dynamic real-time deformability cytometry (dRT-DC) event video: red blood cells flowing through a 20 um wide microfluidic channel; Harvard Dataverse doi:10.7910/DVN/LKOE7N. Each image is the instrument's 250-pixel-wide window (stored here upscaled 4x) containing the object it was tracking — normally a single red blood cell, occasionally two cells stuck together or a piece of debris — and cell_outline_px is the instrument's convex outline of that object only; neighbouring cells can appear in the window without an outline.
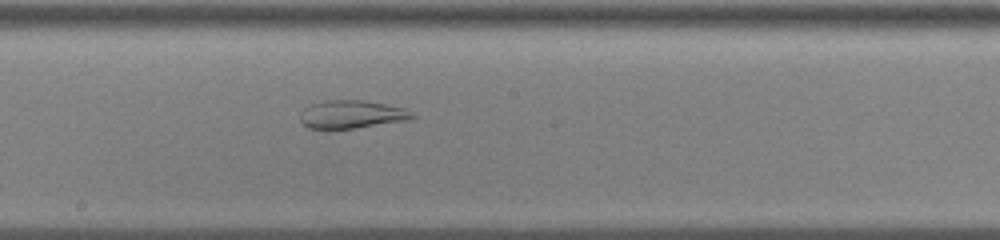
{"species": "common noctule bat (a hibernating species)", "species_latin": "Nyctalus noctula", "temperature_condition": "cold", "stored_images_in_passage": 59, "segment_of_instrument_passage": [2, 2], "camera_frame_rate_fps": 3000, "um_per_image_px": 0.085, "animal": {"sex": "male", "body_mass_g": 13.0, "forearm_length_mm": 53.1}, "frame": {"image": 1, "passage_image": 34, "time_ms": 11.0, "image_size_px": [1000, 240], "cell_outline_px": [[416, 116], [408, 120], [352, 128], [308, 128], [300, 120], [300, 112], [304, 108], [312, 104], [324, 100], [364, 100], [404, 108], [412, 112]], "centroid_in_image_um": [29.88, 9.71], "position_along_channel_um": 218.3, "area_um2": 18.09}}
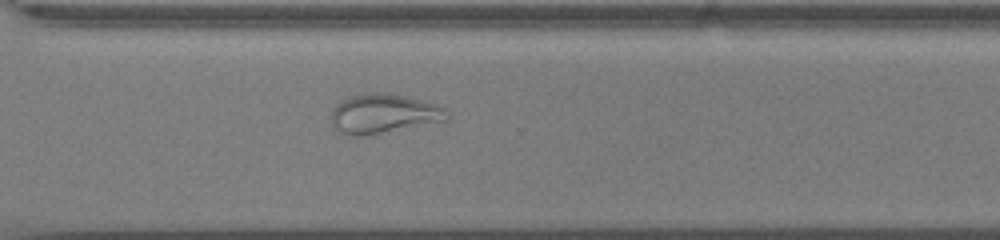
{"frame": {"image": 2, "passage_image": 44, "time_ms": 14.333, "image_size_px": [1000, 240], "cell_outline_px": [[448, 120], [364, 136], [356, 136], [340, 132], [332, 124], [332, 108], [336, 104], [348, 96], [372, 92], [384, 92], [424, 100], [436, 104], [444, 108], [448, 116]], "centroid_in_image_um": [32.59, 9.65], "position_along_channel_um": 338.0, "area_um2": 26.47}}
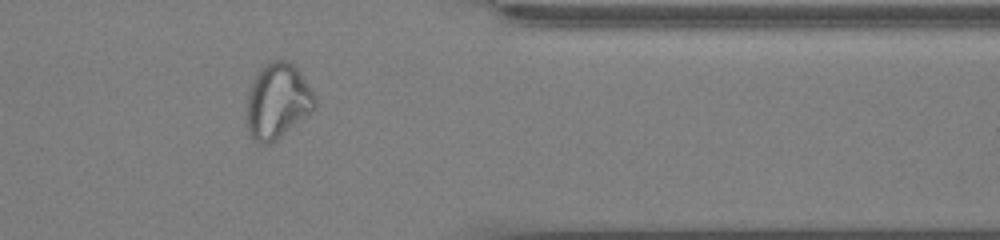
{"frame": {"image": 3, "passage_image": 49, "time_ms": 16.0, "image_size_px": [1000, 240], "cell_outline_px": [[316, 108], [312, 112], [276, 140], [268, 144], [260, 144], [252, 140], [248, 132], [248, 92], [252, 80], [260, 68], [264, 64], [272, 60], [288, 60], [300, 72], [312, 92], [316, 100]], "centroid_in_image_um": [23.58, 8.6], "position_along_channel_um": 387.8, "area_um2": 29.82}}